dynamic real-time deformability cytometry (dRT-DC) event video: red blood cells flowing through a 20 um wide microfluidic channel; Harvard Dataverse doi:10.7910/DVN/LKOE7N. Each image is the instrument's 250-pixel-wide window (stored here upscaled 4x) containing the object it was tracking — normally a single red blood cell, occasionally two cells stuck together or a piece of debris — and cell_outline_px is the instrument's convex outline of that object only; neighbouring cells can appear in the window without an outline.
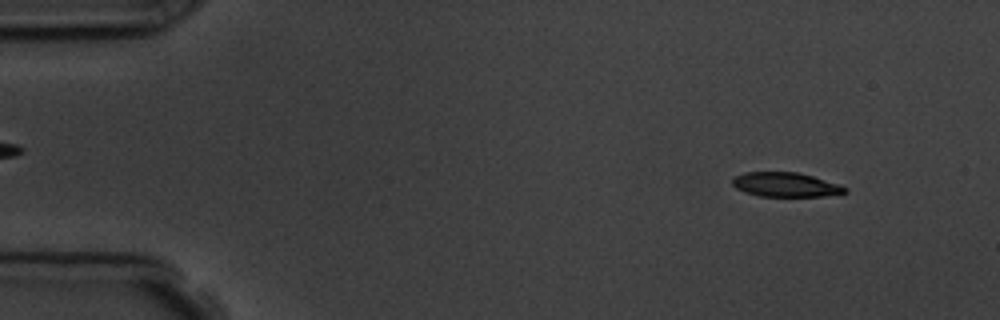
{"species": "common noctule bat (a hibernating species)", "species_latin": "Nyctalus noctula", "temperature_condition": "room temperature", "stored_images_in_passage": 4, "camera_frame_rate_fps": 3000, "um_per_image_px": 0.085, "animal": {"sex": "male", "body_mass_g": 19.5, "forearm_length_mm": 54.6}, "frame": {"image": 1, "passage_image": 1, "time_ms": 0.0, "image_size_px": [1000, 320], "cell_outline_px": [[848, 192], [824, 196], [760, 196], [744, 192], [736, 188], [732, 184], [732, 176], [744, 172], [796, 172], [812, 176], [840, 184], [848, 188]], "centroid_in_image_um": [66.76, 15.69], "position_along_channel_um": 18.2, "area_um2": 16.07}}
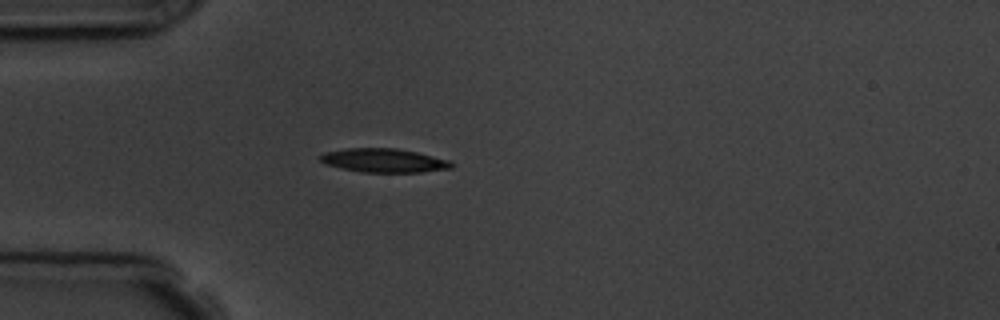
{"frame": {"image": 2, "passage_image": 4, "time_ms": 3.333, "image_size_px": [1000, 320], "cell_outline_px": [[456, 164], [452, 168], [420, 172], [360, 172], [324, 164], [320, 160], [320, 156], [324, 152], [348, 148], [396, 148], [416, 152], [452, 160]], "centroid_in_image_um": [32.67, 13.64], "position_along_channel_um": 52.3, "area_um2": 18.32}}